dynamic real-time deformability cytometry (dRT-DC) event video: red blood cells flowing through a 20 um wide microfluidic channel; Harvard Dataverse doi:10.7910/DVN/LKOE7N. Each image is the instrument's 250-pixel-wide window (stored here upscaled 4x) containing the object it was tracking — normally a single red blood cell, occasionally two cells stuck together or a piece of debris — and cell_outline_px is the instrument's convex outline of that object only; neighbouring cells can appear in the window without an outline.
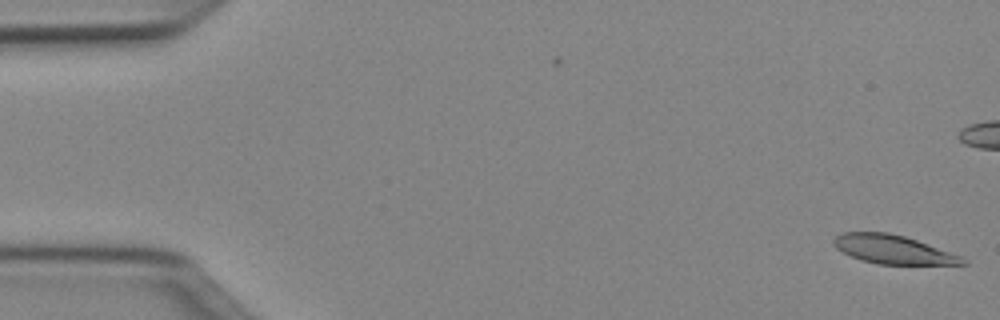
{"species": "Egyptian fruit bat (a non-hibernating species)", "species_latin": "Rousettus aegyptiacus", "temperature_condition": "cold", "stored_images_in_passage": 6, "camera_frame_rate_fps": 3000, "um_per_image_px": 0.085, "animal": {"sex": "female"}, "frame": {"image": 1, "passage_image": 6, "time_ms": 1.667, "image_size_px": [1000, 320], "cell_outline_px": [[968, 264], [876, 264], [860, 260], [836, 248], [832, 244], [832, 240], [840, 232], [888, 232], [904, 236], [916, 240], [960, 256], [968, 260]], "centroid_in_image_um": [75.86, 21.2], "position_along_channel_um": 9.1, "area_um2": 21.39}}